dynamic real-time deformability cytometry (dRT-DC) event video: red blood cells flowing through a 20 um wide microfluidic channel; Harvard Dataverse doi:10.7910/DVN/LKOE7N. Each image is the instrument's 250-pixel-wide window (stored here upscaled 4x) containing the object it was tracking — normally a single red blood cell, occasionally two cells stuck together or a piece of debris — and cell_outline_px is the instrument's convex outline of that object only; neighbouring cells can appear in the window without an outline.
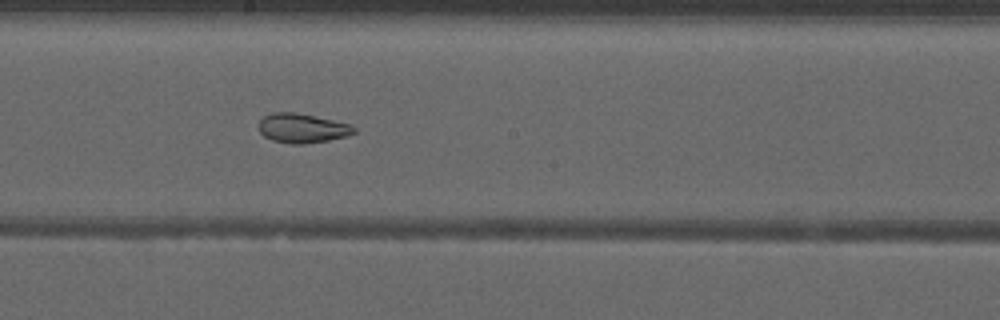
{"species": "common noctule bat (a hibernating species)", "species_latin": "Nyctalus noctula", "temperature_condition": "warm", "stored_images_in_passage": 51, "camera_frame_rate_fps": 3000, "um_per_image_px": 0.085, "animal": {"sex": "male", "forearm_length_mm": 52.5}, "frame": {"image": 1, "passage_image": 29, "time_ms": 9.333, "image_size_px": [1000, 320], "cell_outline_px": [[356, 132], [348, 136], [328, 140], [304, 144], [292, 144], [272, 140], [264, 136], [260, 132], [260, 120], [264, 116], [272, 112], [296, 112], [352, 124], [356, 128]], "centroid_in_image_um": [25.72, 10.89], "position_along_channel_um": 222.5, "area_um2": 16.36}}
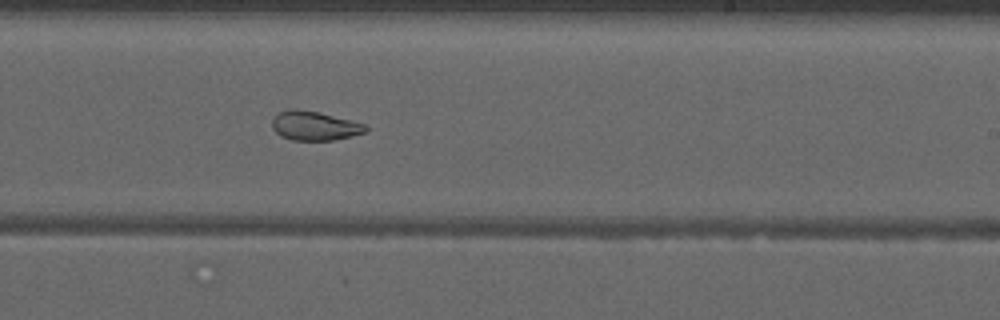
{"frame": {"image": 2, "passage_image": 32, "time_ms": 10.333, "image_size_px": [1000, 320], "cell_outline_px": [[368, 132], [352, 136], [332, 140], [292, 140], [280, 136], [272, 128], [272, 120], [280, 112], [292, 108], [296, 108], [320, 112], [364, 124], [368, 128]], "centroid_in_image_um": [26.73, 10.69], "position_along_channel_um": 262.3, "area_um2": 15.9}}
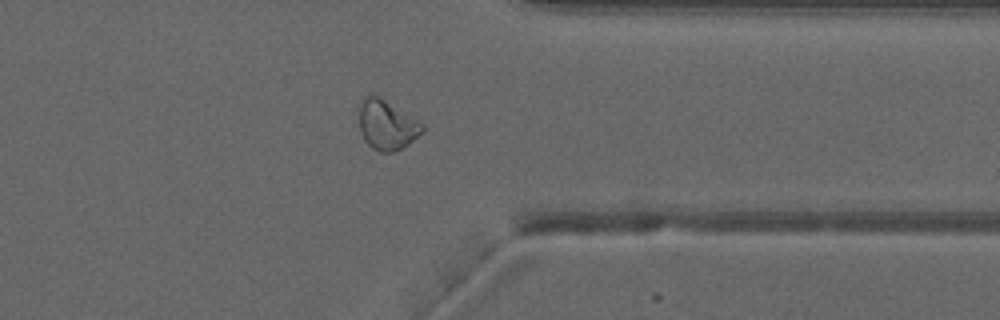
{"frame": {"image": 3, "passage_image": 41, "time_ms": 13.333, "image_size_px": [1000, 320], "cell_outline_px": [[424, 128], [408, 144], [392, 152], [380, 152], [372, 148], [364, 140], [360, 132], [356, 108], [364, 96], [368, 92], [372, 92], [380, 96], [424, 124]], "centroid_in_image_um": [32.78, 10.55], "position_along_channel_um": 378.6, "area_um2": 18.73}, "authors_computed_cell_mechanics": {"area_um2": 21.097, "velocity_mm_per_s": 4.0036, "shape_relaxation_time_tau1_ms": null, "shape_relaxation_time_tau2_ms": 1.5735, "deformation_change_tau1": null, "deformation_change_tau2": 0.0708}}